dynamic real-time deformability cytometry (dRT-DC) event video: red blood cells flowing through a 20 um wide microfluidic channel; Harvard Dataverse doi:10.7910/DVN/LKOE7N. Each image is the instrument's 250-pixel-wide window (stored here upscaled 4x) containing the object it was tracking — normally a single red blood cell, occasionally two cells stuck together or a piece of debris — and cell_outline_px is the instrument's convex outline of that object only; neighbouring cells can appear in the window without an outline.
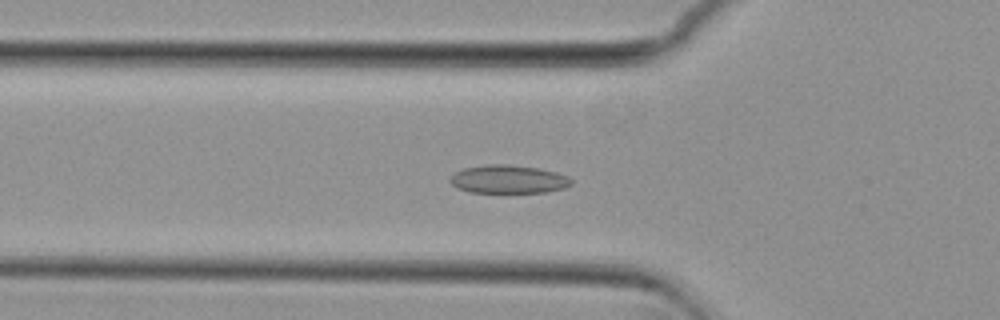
{"species": "common noctule bat (a hibernating species)", "species_latin": "Nyctalus noctula", "temperature_condition": "cold", "stored_images_in_passage": 56, "camera_frame_rate_fps": 3000, "um_per_image_px": 0.085, "animal": {"sex": "female", "body_mass_g": 29.2, "forearm_length_mm": 56.3}, "frame": {"image": 1, "passage_image": 19, "time_ms": 6.0, "image_size_px": [1000, 320], "cell_outline_px": [[572, 184], [564, 188], [544, 192], [468, 192], [456, 188], [448, 180], [456, 172], [464, 168], [488, 164], [508, 164], [536, 168], [556, 172], [568, 176], [572, 180]], "centroid_in_image_um": [43.2, 15.24], "position_along_channel_um": 82.6, "area_um2": 19.88}}
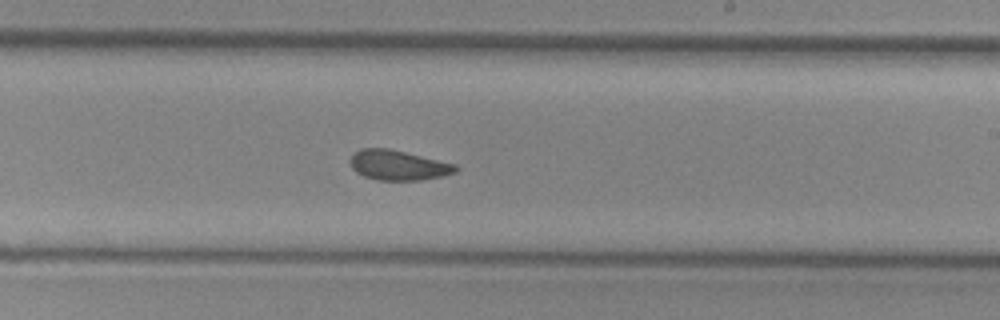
{"frame": {"image": 2, "passage_image": 33, "time_ms": 10.667, "image_size_px": [1000, 320], "cell_outline_px": [[460, 168], [456, 172], [444, 176], [420, 180], [376, 180], [364, 176], [356, 172], [348, 164], [348, 160], [360, 148], [388, 148], [456, 164]], "centroid_in_image_um": [33.84, 14.05], "position_along_channel_um": 255.2, "area_um2": 18.55}}
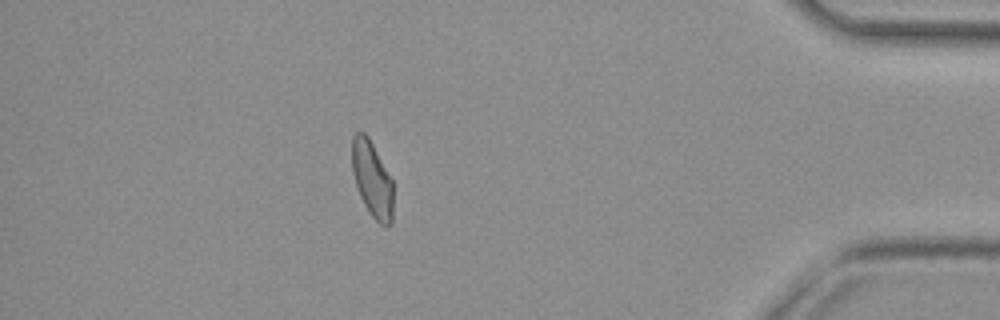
{"frame": {"image": 3, "passage_image": 49, "time_ms": 16.0, "image_size_px": [1000, 320], "cell_outline_px": [[392, 224], [380, 224], [368, 212], [360, 196], [352, 172], [352, 136], [356, 132], [364, 132], [368, 136], [392, 180]], "centroid_in_image_um": [31.61, 15.22], "position_along_channel_um": 403.6, "area_um2": 17.98}, "authors_computed_cell_mechanics": {"area_um2": 19.4786, "velocity_mm_per_s": 3.6964, "shape_relaxation_time_tau1_ms": 10.3909, "shape_relaxation_time_tau2_ms": 4.5806, "deformation_change_tau1": 0.1398, "deformation_change_tau2": 0.0596}}